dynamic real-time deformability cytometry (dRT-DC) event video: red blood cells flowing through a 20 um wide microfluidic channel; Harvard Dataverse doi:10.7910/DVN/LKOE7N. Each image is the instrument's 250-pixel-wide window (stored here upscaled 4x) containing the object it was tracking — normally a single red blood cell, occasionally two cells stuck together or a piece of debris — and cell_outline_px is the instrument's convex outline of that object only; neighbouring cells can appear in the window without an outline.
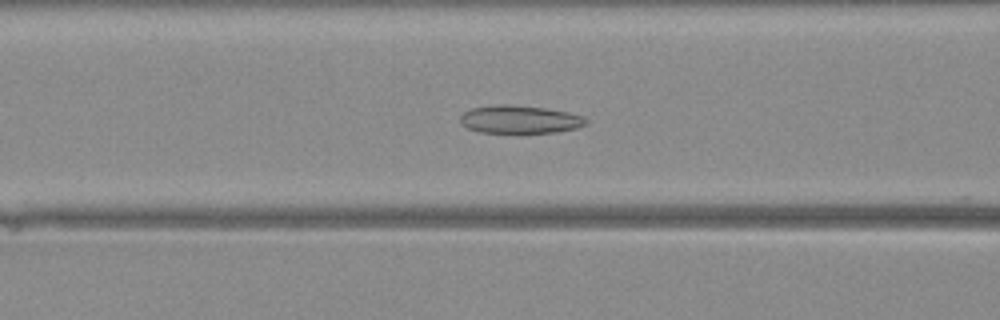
{"species": "Egyptian fruit bat (a non-hibernating species)", "species_latin": "Rousettus aegyptiacus", "temperature_condition": "warm", "stored_images_in_passage": 30, "camera_frame_rate_fps": 3000, "um_per_image_px": 0.085, "animal": {"sex": "female"}, "frame": {"image": 1, "passage_image": 4, "time_ms": 1.0, "image_size_px": [1000, 320], "cell_outline_px": [[588, 124], [576, 128], [556, 132], [480, 132], [468, 128], [460, 120], [460, 116], [464, 112], [472, 108], [496, 104], [508, 104], [544, 108], [568, 112], [584, 116], [588, 120]], "centroid_in_image_um": [44.21, 10.14], "position_along_channel_um": 122.4, "area_um2": 20.35}}
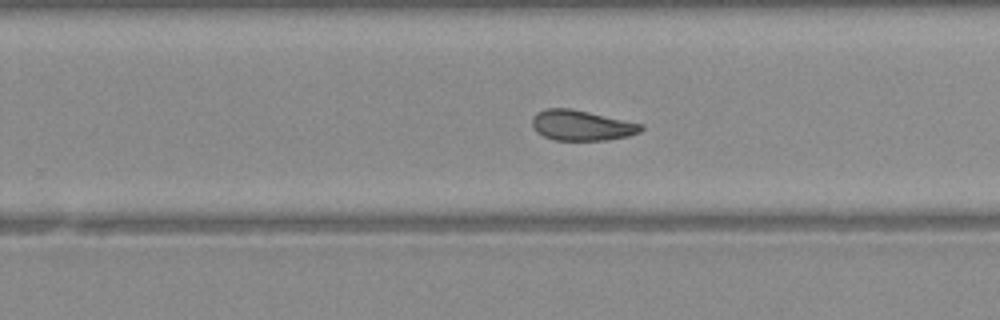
{"frame": {"image": 2, "passage_image": 14, "time_ms": 4.333, "image_size_px": [1000, 320], "cell_outline_px": [[644, 128], [640, 132], [628, 136], [608, 140], [552, 140], [536, 132], [532, 128], [532, 116], [536, 112], [544, 108], [568, 108], [588, 112], [644, 124]], "centroid_in_image_um": [49.41, 10.66], "position_along_channel_um": 280.4, "area_um2": 19.42}}
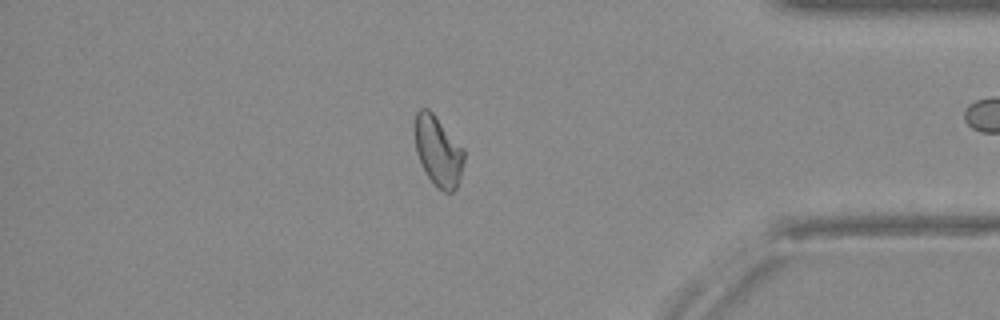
{"frame": {"image": 3, "passage_image": 23, "time_ms": 7.333, "image_size_px": [1000, 320], "cell_outline_px": [[464, 160], [460, 176], [456, 188], [452, 192], [444, 192], [428, 176], [416, 152], [416, 112], [420, 108], [428, 108], [432, 112], [464, 148]], "centroid_in_image_um": [37.27, 12.82], "position_along_channel_um": 397.9, "area_um2": 19.54}}